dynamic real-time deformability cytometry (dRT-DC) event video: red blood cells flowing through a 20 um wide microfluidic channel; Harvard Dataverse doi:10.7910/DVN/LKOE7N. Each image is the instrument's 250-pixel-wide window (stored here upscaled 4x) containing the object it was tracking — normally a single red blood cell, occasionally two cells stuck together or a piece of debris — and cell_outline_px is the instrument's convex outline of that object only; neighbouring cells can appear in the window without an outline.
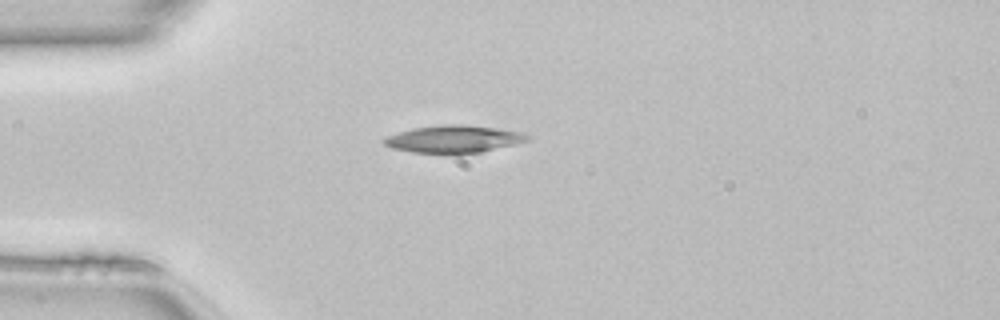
{"species": "common noctule bat (a hibernating species)", "species_latin": "Nyctalus noctula", "temperature_condition": "room temperature", "stored_images_in_passage": 37, "camera_frame_rate_fps": 3000, "um_per_image_px": 0.085, "animal": {"sex": "female", "body_mass_g": 22.7, "forearm_length_mm": 54.2}, "frame": {"image": 1, "passage_image": 1, "time_ms": 0.0, "image_size_px": [1000, 320], "cell_outline_px": [[532, 140], [516, 144], [480, 152], [412, 152], [392, 148], [384, 144], [384, 136], [412, 128], [440, 124], [460, 124], [496, 128], [524, 132], [532, 136]], "centroid_in_image_um": [38.61, 11.79], "position_along_channel_um": 46.4, "area_um2": 22.77}}
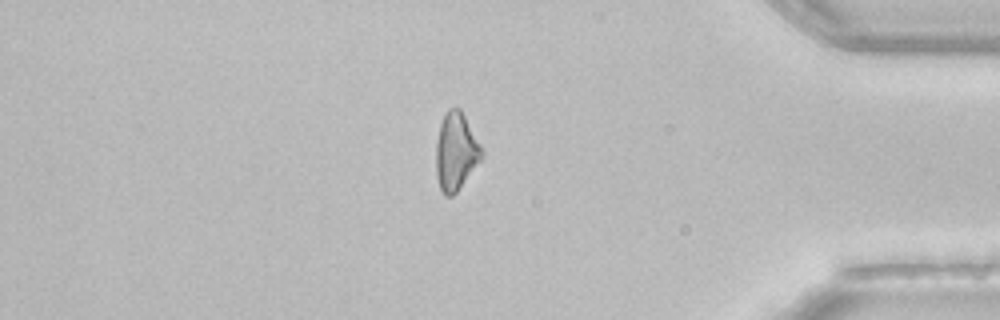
{"frame": {"image": 2, "passage_image": 30, "time_ms": 9.667, "image_size_px": [1000, 320], "cell_outline_px": [[484, 156], [456, 192], [452, 196], [444, 196], [440, 188], [436, 176], [436, 144], [440, 124], [448, 108], [460, 108], [480, 144], [484, 152]], "centroid_in_image_um": [38.75, 12.89], "position_along_channel_um": 396.5, "area_um2": 20.52}}
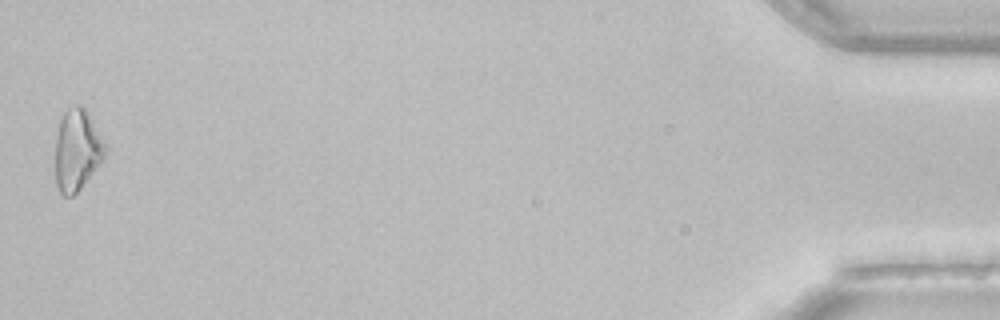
{"frame": {"image": 3, "passage_image": 37, "time_ms": 12.0, "image_size_px": [1000, 320], "cell_outline_px": [[108, 152], [104, 160], [80, 188], [72, 196], [64, 196], [60, 192], [56, 184], [56, 136], [60, 120], [64, 112], [68, 108], [76, 104], [80, 104], [88, 112], [104, 140]], "centroid_in_image_um": [6.58, 12.73], "position_along_channel_um": 428.6, "area_um2": 23.76}}